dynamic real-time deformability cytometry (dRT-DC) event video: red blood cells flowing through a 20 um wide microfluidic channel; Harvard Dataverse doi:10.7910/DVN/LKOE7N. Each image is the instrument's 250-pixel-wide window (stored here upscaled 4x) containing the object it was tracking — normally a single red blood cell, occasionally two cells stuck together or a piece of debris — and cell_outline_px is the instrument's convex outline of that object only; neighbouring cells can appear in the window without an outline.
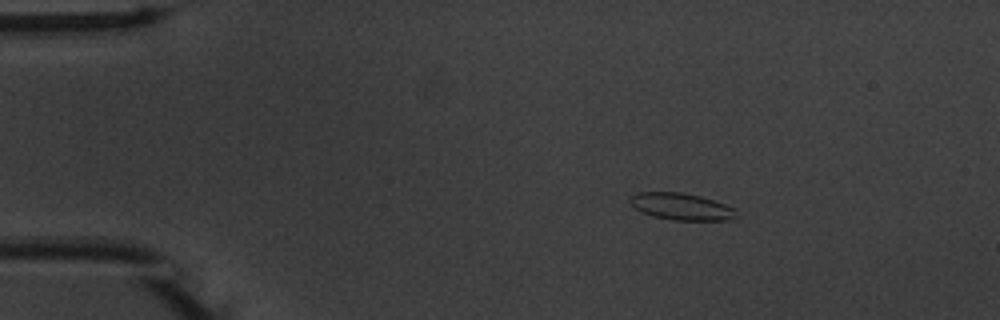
{"species": "common noctule bat (a hibernating species)", "species_latin": "Nyctalus noctula", "temperature_condition": "warm", "stored_images_in_passage": 46, "camera_frame_rate_fps": 3000, "um_per_image_px": 0.085, "animal": {"sex": "male", "body_mass_g": 20.1, "forearm_length_mm": 53.5}, "frame": {"image": 1, "passage_image": 1, "time_ms": 0.0, "image_size_px": [1000, 320], "cell_outline_px": [[736, 216], [728, 220], [672, 220], [652, 216], [640, 212], [628, 200], [628, 196], [636, 192], [680, 192], [700, 196], [736, 208]], "centroid_in_image_um": [57.86, 17.55], "position_along_channel_um": 27.1, "area_um2": 16.7}}
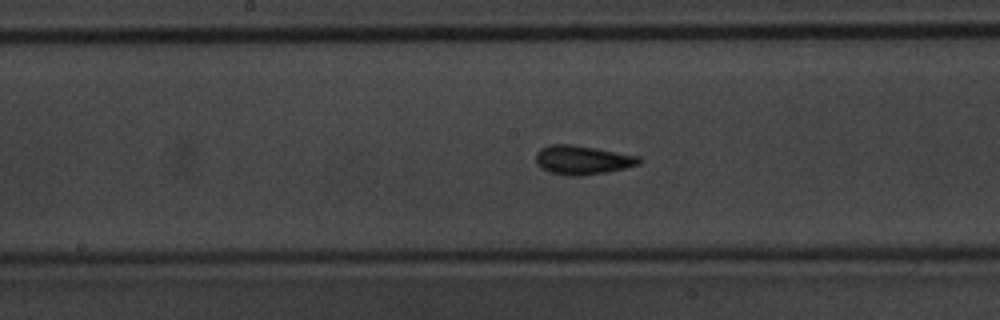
{"frame": {"image": 2, "passage_image": 20, "time_ms": 6.333, "image_size_px": [1000, 320], "cell_outline_px": [[640, 164], [608, 172], [580, 176], [568, 176], [548, 172], [540, 168], [536, 164], [536, 152], [540, 148], [548, 144], [572, 144], [596, 148], [640, 156]], "centroid_in_image_um": [49.46, 13.6], "position_along_channel_um": 198.7, "area_um2": 17.69}}
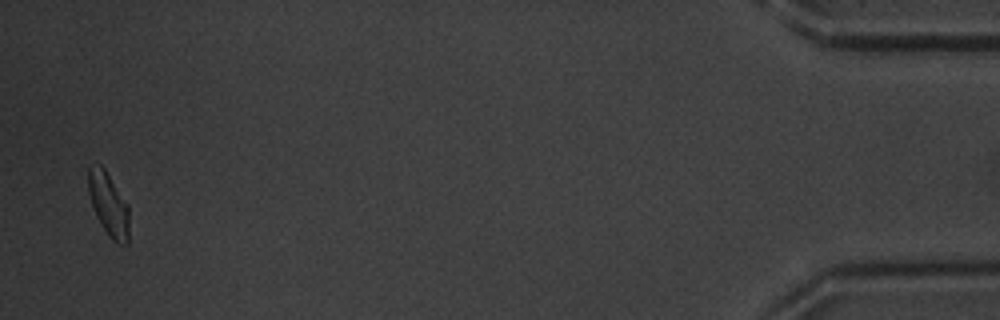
{"frame": {"image": 3, "passage_image": 45, "time_ms": 14.667, "image_size_px": [1000, 320], "cell_outline_px": [[128, 244], [116, 244], [108, 236], [96, 216], [88, 192], [88, 168], [100, 164], [104, 168], [128, 204]], "centroid_in_image_um": [9.23, 17.4], "position_along_channel_um": 426.0, "area_um2": 14.97}, "authors_computed_cell_mechanics": {"area_um2": 16.0106, "velocity_mm_per_s": 3.7448, "shape_relaxation_time_tau1_ms": 4.3907, "shape_relaxation_time_tau2_ms": 1.7334, "deformation_change_tau1": 0.128, "deformation_change_tau2": 0.0597}}